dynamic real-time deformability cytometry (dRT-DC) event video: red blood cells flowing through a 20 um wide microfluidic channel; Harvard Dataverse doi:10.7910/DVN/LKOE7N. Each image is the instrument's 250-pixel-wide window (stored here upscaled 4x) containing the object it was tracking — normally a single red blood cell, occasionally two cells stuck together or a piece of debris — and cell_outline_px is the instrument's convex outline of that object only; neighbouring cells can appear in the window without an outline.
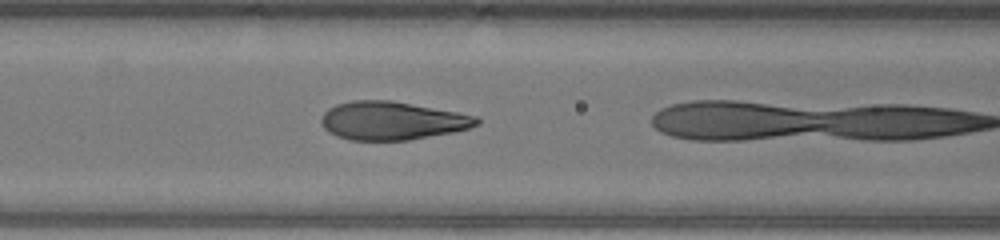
{"species": "human", "species_latin": "Homo sapiens", "temperature_condition": "warm", "stored_images_in_passage": 16, "camera_frame_rate_fps": 3000, "um_per_image_px": 0.085, "donor": {"sex": "male"}, "frame": {"image": 1, "passage_image": 15, "time_ms": 4.667, "image_size_px": [1000, 240], "cell_outline_px": [[480, 124], [468, 128], [452, 132], [408, 140], [348, 140], [336, 136], [328, 132], [324, 128], [320, 120], [320, 116], [328, 108], [336, 104], [352, 100], [392, 100], [456, 112], [476, 116], [480, 120]], "centroid_in_image_um": [33.27, 10.25], "position_along_channel_um": 133.3, "area_um2": 34.74}}